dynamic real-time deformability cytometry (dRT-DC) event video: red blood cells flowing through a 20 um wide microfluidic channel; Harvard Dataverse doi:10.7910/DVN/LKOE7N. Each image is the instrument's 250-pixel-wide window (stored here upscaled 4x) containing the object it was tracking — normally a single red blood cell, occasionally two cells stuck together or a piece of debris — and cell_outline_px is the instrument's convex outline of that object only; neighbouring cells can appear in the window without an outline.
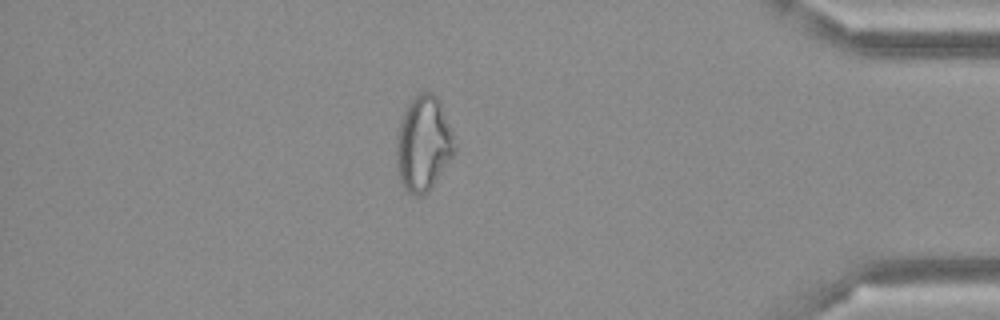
{"species": "Egyptian fruit bat (a non-hibernating species)", "species_latin": "Rousettus aegyptiacus", "temperature_condition": "cold", "stored_images_in_passage": 50, "camera_frame_rate_fps": 3000, "um_per_image_px": 0.085, "frame": {"image": 1, "passage_image": 43, "time_ms": 14.0, "image_size_px": [1000, 320], "cell_outline_px": [[456, 152], [432, 188], [424, 196], [412, 196], [404, 188], [400, 180], [396, 168], [396, 136], [400, 120], [408, 104], [416, 92], [432, 92], [440, 100], [452, 132], [456, 144]], "centroid_in_image_um": [35.98, 12.23], "position_along_channel_um": 399.2, "area_um2": 32.95}}